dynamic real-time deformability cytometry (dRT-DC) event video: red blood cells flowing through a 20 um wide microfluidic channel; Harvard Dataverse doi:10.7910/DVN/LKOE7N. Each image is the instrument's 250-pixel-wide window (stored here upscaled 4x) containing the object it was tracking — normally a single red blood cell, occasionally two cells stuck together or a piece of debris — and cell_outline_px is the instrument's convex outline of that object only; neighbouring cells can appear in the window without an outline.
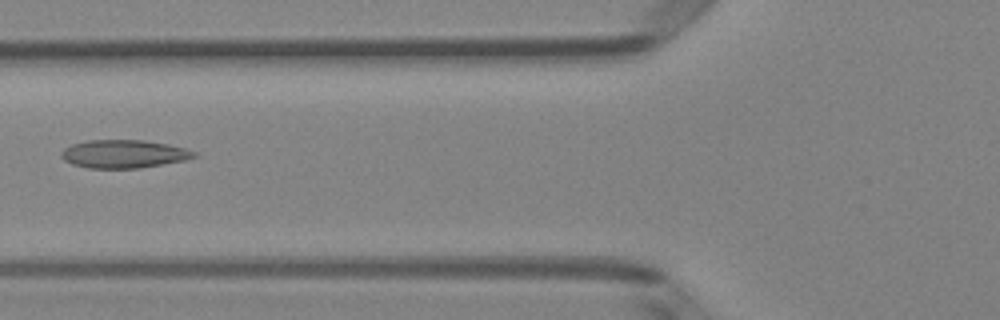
{"species": "Egyptian fruit bat (a non-hibernating species)", "species_latin": "Rousettus aegyptiacus", "temperature_condition": "room temperature", "stored_images_in_passage": 3, "camera_frame_rate_fps": 3000, "um_per_image_px": 0.085, "animal": {"sex": "female"}, "frame": {"image": 1, "passage_image": 2, "time_ms": 0.333, "image_size_px": [1000, 320], "cell_outline_px": [[196, 156], [184, 160], [140, 168], [88, 168], [72, 164], [64, 160], [60, 156], [60, 152], [64, 148], [72, 144], [88, 140], [144, 140], [168, 144], [184, 148], [196, 152]], "centroid_in_image_um": [10.48, 13.08], "position_along_channel_um": 115.3, "area_um2": 21.73}}
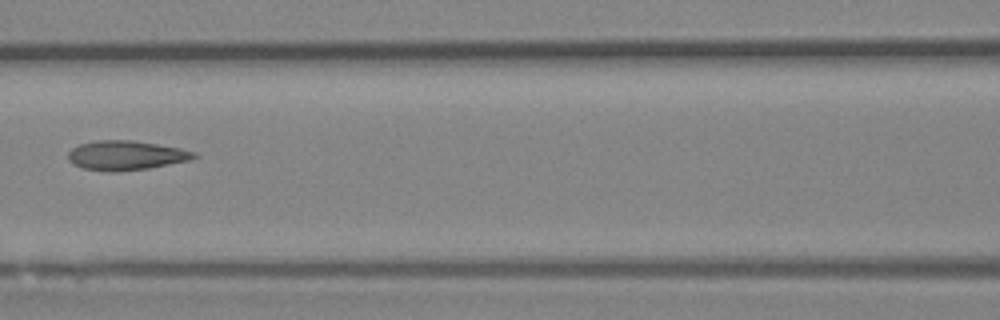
{"frame": {"image": 2, "passage_image": 3, "time_ms": 0.667, "image_size_px": [1000, 320], "cell_outline_px": [[200, 156], [192, 160], [148, 168], [112, 172], [84, 168], [68, 160], [68, 152], [72, 148], [80, 144], [96, 140], [132, 140], [180, 148], [196, 152]], "centroid_in_image_um": [10.75, 13.2], "position_along_channel_um": 155.8, "area_um2": 21.5}}